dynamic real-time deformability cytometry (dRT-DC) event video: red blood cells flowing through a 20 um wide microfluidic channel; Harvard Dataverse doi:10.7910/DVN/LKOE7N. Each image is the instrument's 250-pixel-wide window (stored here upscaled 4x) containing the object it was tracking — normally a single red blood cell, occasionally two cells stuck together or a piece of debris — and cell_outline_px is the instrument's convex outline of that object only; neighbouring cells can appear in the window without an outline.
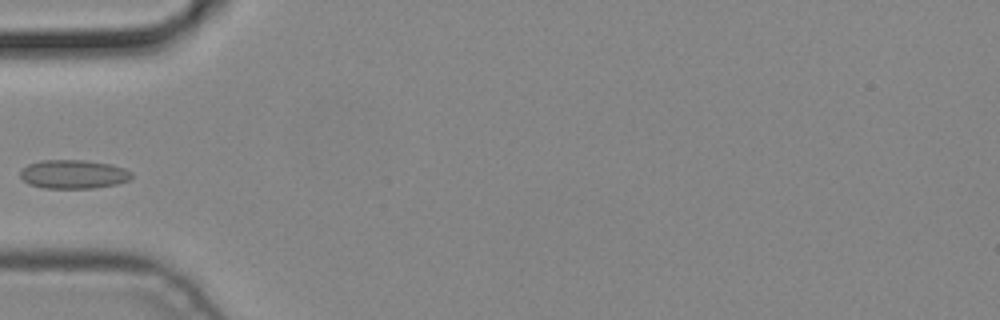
{"species": "common noctule bat (a hibernating species)", "species_latin": "Nyctalus noctula", "temperature_condition": "cold", "stored_images_in_passage": 5, "camera_frame_rate_fps": 3000, "um_per_image_px": 0.085, "animal": {"sex": "male", "body_mass_g": 19.2, "forearm_length_mm": 51.8}, "frame": {"image": 1, "passage_image": 5, "time_ms": 1.333, "image_size_px": [1000, 320], "cell_outline_px": [[132, 176], [128, 180], [116, 184], [92, 188], [44, 188], [28, 184], [20, 176], [20, 172], [28, 164], [40, 160], [84, 160], [112, 164], [124, 168], [132, 172]], "centroid_in_image_um": [6.24, 14.8], "position_along_channel_um": 78.8, "area_um2": 18.67}}